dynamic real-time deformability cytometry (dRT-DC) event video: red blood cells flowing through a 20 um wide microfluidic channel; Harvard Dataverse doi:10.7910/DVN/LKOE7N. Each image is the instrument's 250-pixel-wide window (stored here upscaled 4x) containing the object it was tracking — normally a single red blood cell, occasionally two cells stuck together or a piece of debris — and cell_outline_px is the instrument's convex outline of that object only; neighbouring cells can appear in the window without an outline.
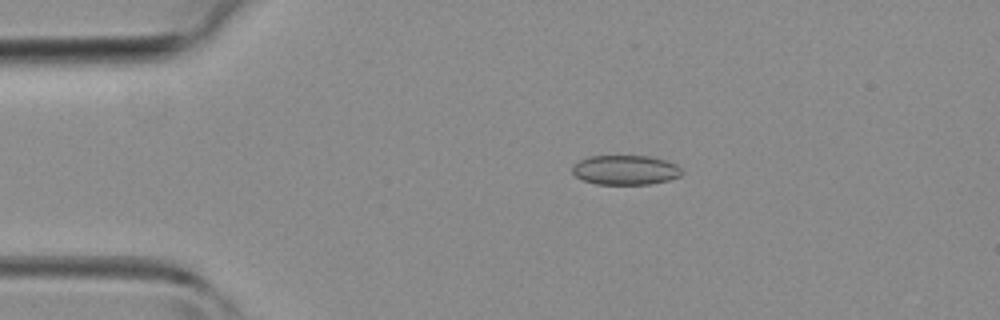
{"species": "common noctule bat (a hibernating species)", "species_latin": "Nyctalus noctula", "temperature_condition": "room temperature", "stored_images_in_passage": 43, "camera_frame_rate_fps": 3000, "um_per_image_px": 0.085, "animal": {"sex": "female", "body_mass_g": 19.3, "forearm_length_mm": 54.1}, "frame": {"image": 1, "passage_image": 8, "time_ms": 2.333, "image_size_px": [1000, 320], "cell_outline_px": [[684, 172], [680, 176], [668, 180], [648, 184], [596, 184], [584, 180], [576, 176], [572, 172], [572, 164], [588, 156], [648, 156], [664, 160], [676, 164]], "centroid_in_image_um": [53.14, 14.44], "position_along_channel_um": 31.9, "area_um2": 18.84}}
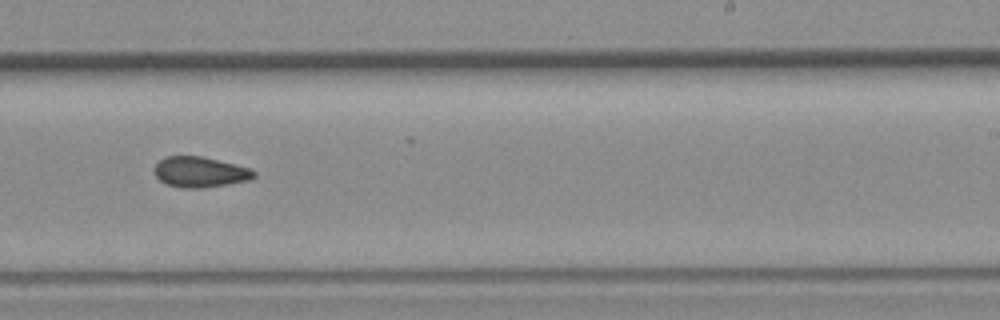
{"frame": {"image": 2, "passage_image": 26, "time_ms": 8.333, "image_size_px": [1000, 320], "cell_outline_px": [[256, 176], [248, 180], [228, 184], [204, 188], [184, 188], [168, 184], [160, 180], [156, 176], [156, 164], [160, 160], [168, 156], [200, 156], [248, 168], [256, 172]], "centroid_in_image_um": [17.01, 14.63], "position_along_channel_um": 272.0, "area_um2": 17.28}}
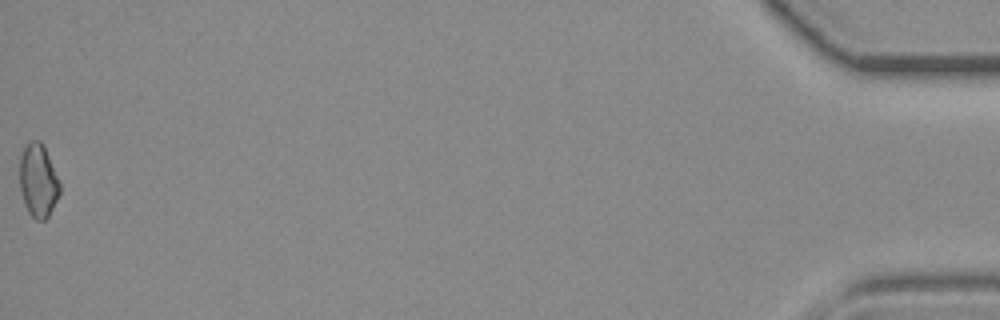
{"frame": {"image": 3, "passage_image": 43, "time_ms": 14.0, "image_size_px": [1000, 320], "cell_outline_px": [[60, 192], [48, 216], [44, 220], [36, 220], [28, 212], [24, 204], [20, 188], [20, 156], [28, 140], [40, 140], [44, 144], [60, 180]], "centroid_in_image_um": [3.25, 15.31], "position_along_channel_um": 431.9, "area_um2": 17.34}}